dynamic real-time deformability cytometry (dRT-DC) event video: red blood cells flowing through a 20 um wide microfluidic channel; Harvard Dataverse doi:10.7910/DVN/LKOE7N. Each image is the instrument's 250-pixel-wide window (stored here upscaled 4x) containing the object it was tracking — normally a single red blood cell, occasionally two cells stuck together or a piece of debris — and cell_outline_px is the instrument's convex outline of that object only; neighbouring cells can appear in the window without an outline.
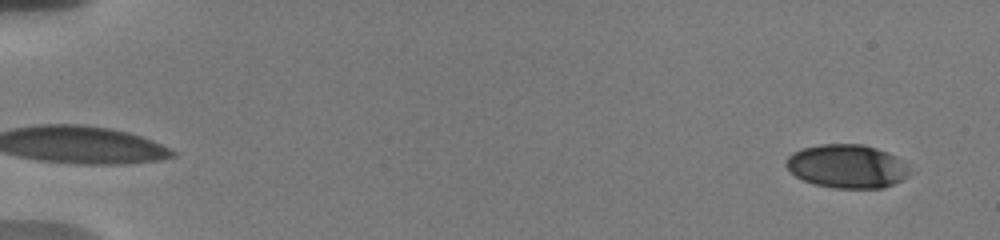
{"species": "human", "species_latin": "Homo sapiens", "temperature_condition": "warm", "stored_images_in_passage": 22, "camera_frame_rate_fps": 3000, "um_per_image_px": 0.085, "donor": {"sex": "male"}, "frame": {"image": 1, "passage_image": 2, "time_ms": 0.333, "image_size_px": [1000, 240], "cell_outline_px": [[908, 176], [884, 188], [832, 188], [812, 184], [796, 176], [784, 164], [788, 156], [792, 152], [800, 148], [820, 144], [864, 144], [888, 152], [904, 160], [908, 164]], "centroid_in_image_um": [71.98, 14.12], "position_along_channel_um": 13.0, "area_um2": 31.62}}
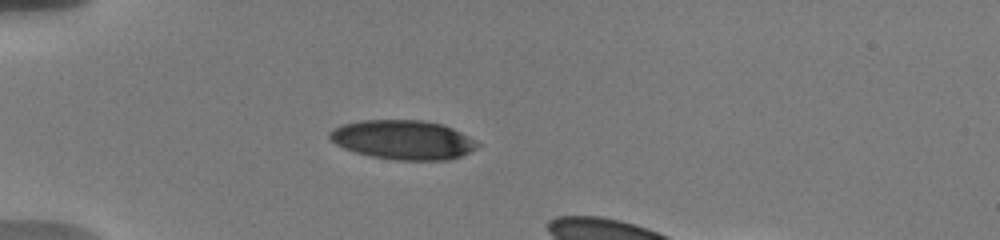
{"frame": {"image": 2, "passage_image": 16, "time_ms": 5.0, "image_size_px": [1000, 240], "cell_outline_px": [[484, 144], [460, 156], [448, 160], [392, 160], [372, 156], [356, 152], [344, 148], [336, 144], [328, 136], [328, 132], [332, 128], [340, 124], [360, 120], [424, 120], [444, 124]], "centroid_in_image_um": [34.26, 11.87], "position_along_channel_um": 50.7, "area_um2": 34.1}}
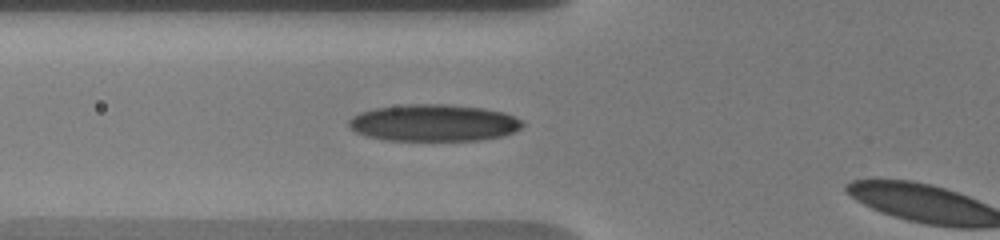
{"frame": {"image": 3, "passage_image": 21, "time_ms": 6.667, "image_size_px": [1000, 240], "cell_outline_px": [[524, 124], [520, 128], [512, 132], [500, 136], [480, 140], [384, 140], [368, 136], [356, 132], [348, 124], [348, 120], [352, 116], [360, 112], [376, 108], [404, 104], [448, 104], [484, 108], [504, 112], [520, 120]], "centroid_in_image_um": [36.84, 10.43], "position_along_channel_um": 89.0, "area_um2": 37.17}}